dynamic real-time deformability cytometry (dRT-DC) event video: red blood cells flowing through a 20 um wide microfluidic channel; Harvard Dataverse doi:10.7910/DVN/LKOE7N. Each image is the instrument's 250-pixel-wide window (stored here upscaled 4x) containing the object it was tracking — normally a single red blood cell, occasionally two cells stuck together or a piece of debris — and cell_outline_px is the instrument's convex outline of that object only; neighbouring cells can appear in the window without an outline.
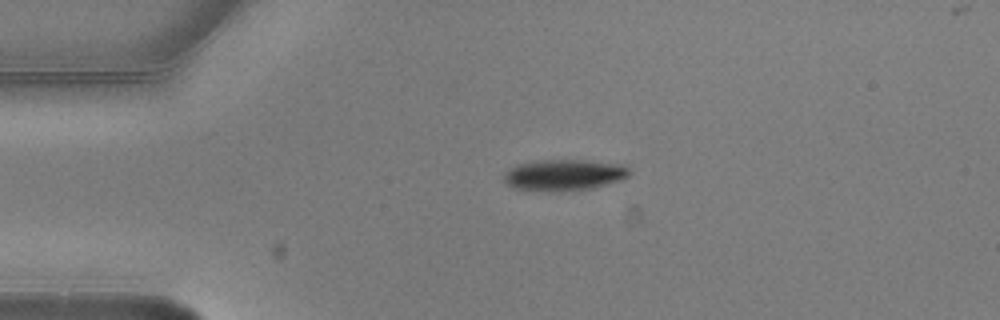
{"species": "common noctule bat (a hibernating species)", "species_latin": "Nyctalus noctula", "temperature_condition": "warm", "stored_images_in_passage": 3, "camera_frame_rate_fps": 3000, "um_per_image_px": 0.085, "animal": {"sex": "male", "body_mass_g": 20.5, "forearm_length_mm": 52.5}, "frame": {"image": 1, "passage_image": 1, "time_ms": 0.0, "image_size_px": [1000, 320], "cell_outline_px": [[632, 172], [628, 176], [620, 180], [592, 188], [548, 192], [512, 188], [504, 184], [504, 172], [516, 164], [536, 160], [584, 160], [628, 164]], "centroid_in_image_um": [47.94, 14.86], "position_along_channel_um": 37.1, "area_um2": 23.29}}